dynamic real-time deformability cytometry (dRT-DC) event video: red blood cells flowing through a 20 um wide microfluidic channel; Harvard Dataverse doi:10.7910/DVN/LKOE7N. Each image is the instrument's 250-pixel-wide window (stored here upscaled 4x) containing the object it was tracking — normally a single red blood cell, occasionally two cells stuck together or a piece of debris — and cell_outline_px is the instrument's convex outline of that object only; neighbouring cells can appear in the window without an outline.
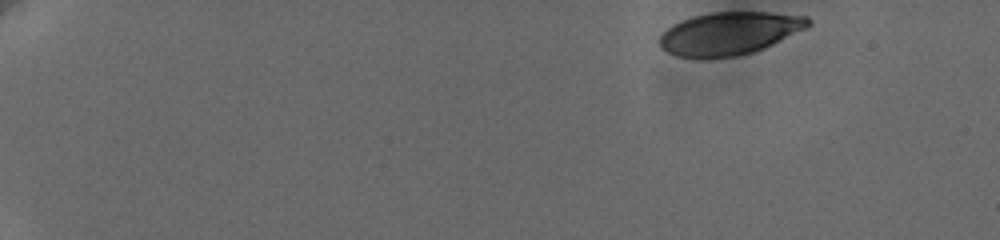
{"species": "human", "species_latin": "Homo sapiens", "temperature_condition": "cold", "stored_images_in_passage": 53, "camera_frame_rate_fps": 3000, "um_per_image_px": 0.085, "donor": {"sex": "female"}, "frame": {"image": 1, "passage_image": 1, "time_ms": 0.0, "image_size_px": [1000, 240], "cell_outline_px": [[812, 24], [808, 28], [764, 48], [752, 52], [736, 56], [676, 56], [660, 48], [660, 36], [672, 24], [692, 16], [712, 12], [768, 12], [808, 16], [812, 20]], "centroid_in_image_um": [62.06, 2.8], "position_along_channel_um": 22.9, "area_um2": 36.76}}
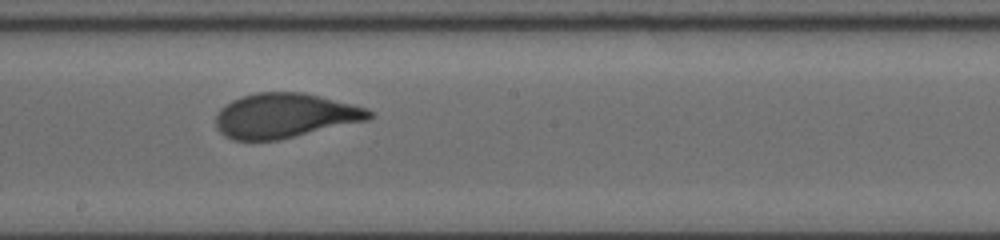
{"frame": {"image": 2, "passage_image": 30, "time_ms": 9.667, "image_size_px": [1000, 240], "cell_outline_px": [[376, 112], [368, 120], [280, 140], [232, 140], [224, 136], [216, 128], [216, 112], [224, 104], [232, 100], [256, 92], [304, 92], [368, 108]], "centroid_in_image_um": [24.21, 9.83], "position_along_channel_um": 224.0, "area_um2": 40.23}}
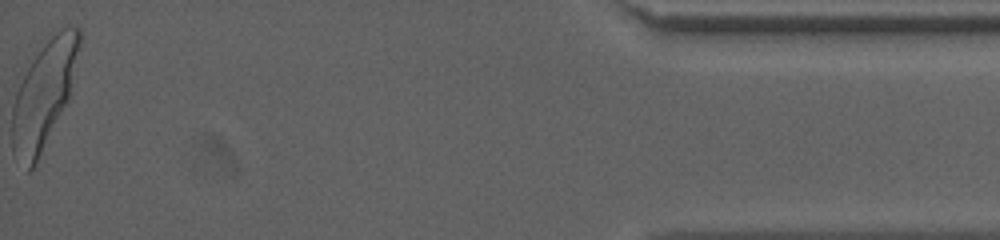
{"frame": {"image": 3, "passage_image": 53, "time_ms": 17.333, "image_size_px": [1000, 240], "cell_outline_px": [[80, 48], [68, 96], [36, 164], [28, 172], [12, 152], [12, 108], [16, 92], [40, 40], [48, 32], [68, 24], [80, 28]], "centroid_in_image_um": [3.71, 7.89], "position_along_channel_um": 431.5, "area_um2": 42.02}, "authors_computed_cell_mechanics": {"area_um2": 39.9398, "velocity_mm_per_s": 3.6164, "shape_relaxation_time_tau1_ms": 3.0935, "shape_relaxation_time_tau2_ms": null, "deformation_change_tau1": 0.1657, "deformation_change_tau2": null}}